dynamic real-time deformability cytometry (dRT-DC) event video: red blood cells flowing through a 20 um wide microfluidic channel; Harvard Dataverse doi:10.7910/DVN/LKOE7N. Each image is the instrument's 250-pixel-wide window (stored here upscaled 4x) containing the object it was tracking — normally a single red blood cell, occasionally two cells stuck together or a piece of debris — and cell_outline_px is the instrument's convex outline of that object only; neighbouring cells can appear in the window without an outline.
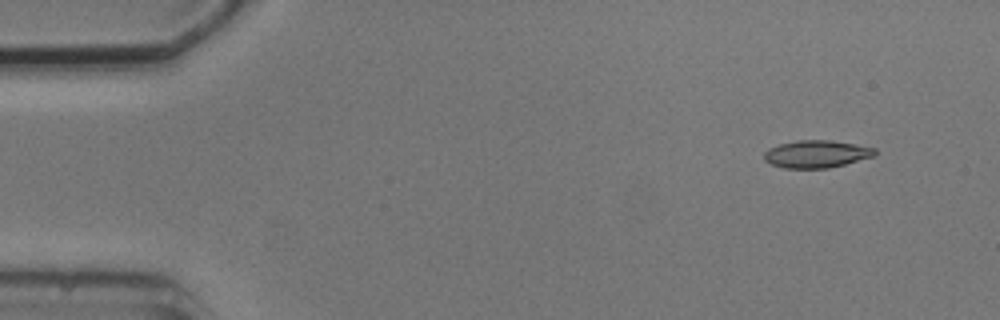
{"species": "common noctule bat (a hibernating species)", "species_latin": "Nyctalus noctula", "temperature_condition": "cold", "stored_images_in_passage": 5, "camera_frame_rate_fps": 3000, "um_per_image_px": 0.085, "animal": {"sex": "male", "body_mass_g": 20.5, "forearm_length_mm": 52.5}, "frame": {"image": 1, "passage_image": 2, "time_ms": 1.0, "image_size_px": [1000, 320], "cell_outline_px": [[876, 156], [828, 168], [784, 168], [772, 164], [764, 160], [764, 152], [768, 148], [780, 144], [796, 140], [828, 140], [876, 148]], "centroid_in_image_um": [69.39, 13.09], "position_along_channel_um": 15.6, "area_um2": 17.63}}
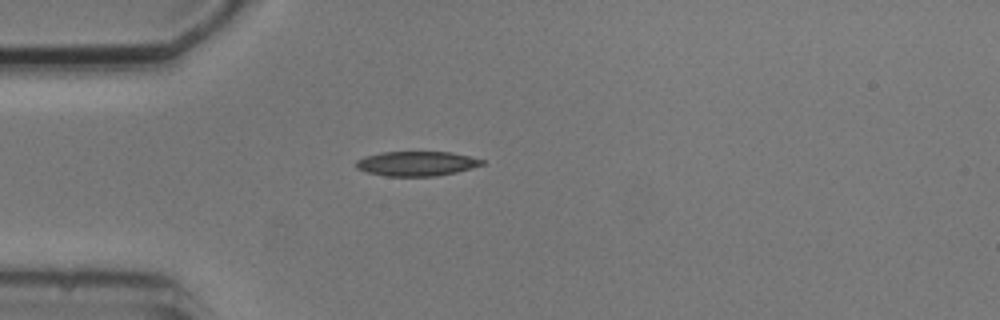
{"frame": {"image": 2, "passage_image": 5, "time_ms": 4.333, "image_size_px": [1000, 320], "cell_outline_px": [[484, 164], [472, 168], [456, 172], [436, 176], [384, 176], [368, 172], [356, 168], [356, 160], [364, 156], [380, 152], [452, 152], [484, 160]], "centroid_in_image_um": [35.39, 13.9], "position_along_channel_um": 49.6, "area_um2": 18.09}}